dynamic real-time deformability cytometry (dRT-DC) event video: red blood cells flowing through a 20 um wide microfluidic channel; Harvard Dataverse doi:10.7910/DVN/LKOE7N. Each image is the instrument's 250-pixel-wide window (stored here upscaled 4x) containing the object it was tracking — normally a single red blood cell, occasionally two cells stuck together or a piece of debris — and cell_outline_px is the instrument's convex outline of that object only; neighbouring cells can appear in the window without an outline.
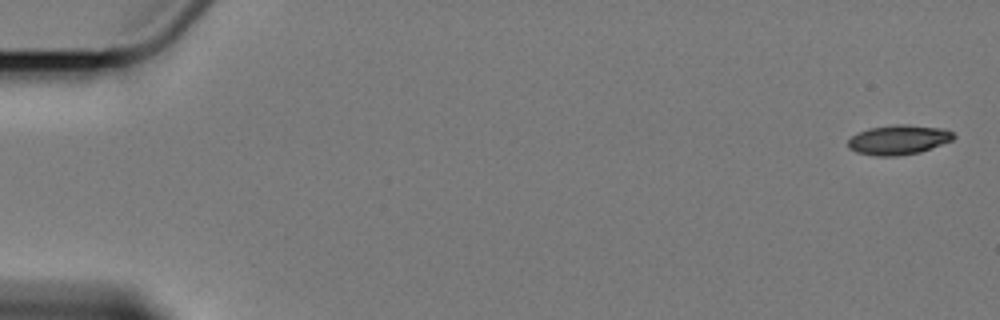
{"species": "Egyptian fruit bat (a non-hibernating species)", "species_latin": "Rousettus aegyptiacus", "temperature_condition": "cold", "stored_images_in_passage": 7, "camera_frame_rate_fps": 3000, "um_per_image_px": 0.085, "animal": {"sex": "female"}, "frame": {"image": 1, "passage_image": 1, "time_ms": 0.0, "image_size_px": [1000, 320], "cell_outline_px": [[956, 136], [952, 140], [920, 152], [896, 156], [876, 156], [856, 152], [848, 148], [848, 140], [852, 136], [868, 128], [892, 124], [908, 124], [944, 128], [952, 132]], "centroid_in_image_um": [76.37, 11.87], "position_along_channel_um": 8.6, "area_um2": 18.32}}
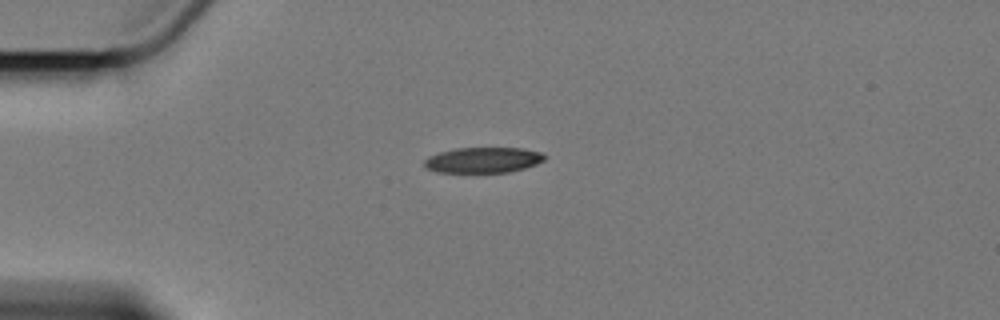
{"frame": {"image": 2, "passage_image": 5, "time_ms": 4.667, "image_size_px": [1000, 320], "cell_outline_px": [[548, 156], [544, 160], [536, 164], [524, 168], [508, 172], [436, 172], [428, 168], [424, 164], [424, 160], [428, 156], [440, 152], [456, 148], [524, 148], [544, 152]], "centroid_in_image_um": [41.12, 13.59], "position_along_channel_um": 43.9, "area_um2": 17.98}}
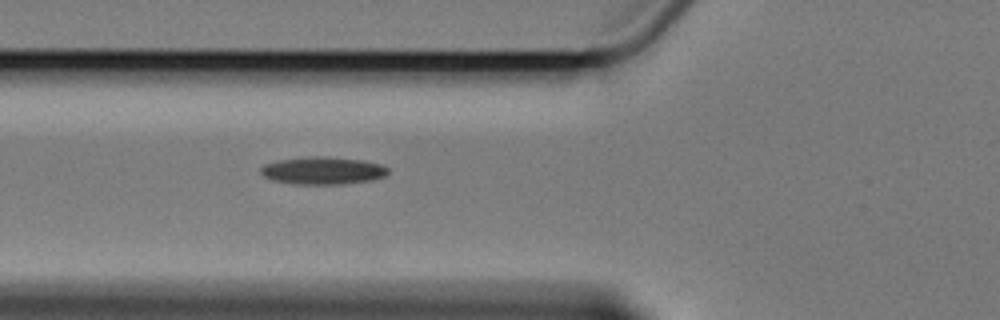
{"frame": {"image": 3, "passage_image": 7, "time_ms": 7.0, "image_size_px": [1000, 320], "cell_outline_px": [[388, 172], [384, 176], [372, 180], [340, 184], [292, 184], [272, 180], [264, 176], [260, 172], [260, 168], [264, 164], [280, 160], [312, 156], [324, 156], [360, 160], [380, 164], [388, 168]], "centroid_in_image_um": [27.41, 14.5], "position_along_channel_um": 98.4, "area_um2": 20.29}}